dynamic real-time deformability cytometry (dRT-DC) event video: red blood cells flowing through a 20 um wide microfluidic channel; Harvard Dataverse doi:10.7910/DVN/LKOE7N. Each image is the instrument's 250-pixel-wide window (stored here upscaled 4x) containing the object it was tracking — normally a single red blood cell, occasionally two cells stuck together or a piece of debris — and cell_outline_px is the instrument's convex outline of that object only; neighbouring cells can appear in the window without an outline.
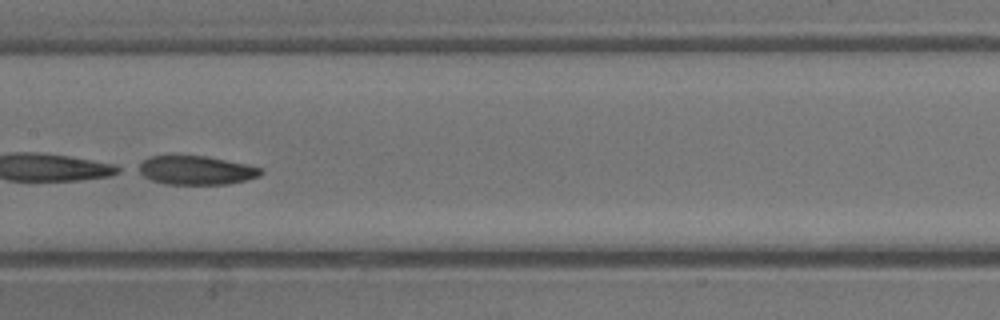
{"species": "common noctule bat (a hibernating species)", "species_latin": "Nyctalus noctula", "temperature_condition": "warm", "stored_images_in_passage": 30, "camera_frame_rate_fps": 3000, "um_per_image_px": 0.085, "animal": {"sex": "male", "body_mass_g": 13.3}, "frame": {"image": 1, "passage_image": 16, "time_ms": 5.0, "image_size_px": [1000, 320], "cell_outline_px": [[264, 172], [260, 176], [228, 184], [164, 184], [152, 180], [136, 172], [132, 168], [144, 160], [152, 156], [208, 156], [248, 164], [260, 168]], "centroid_in_image_um": [16.62, 14.47], "position_along_channel_um": 190.8, "area_um2": 20.75}}
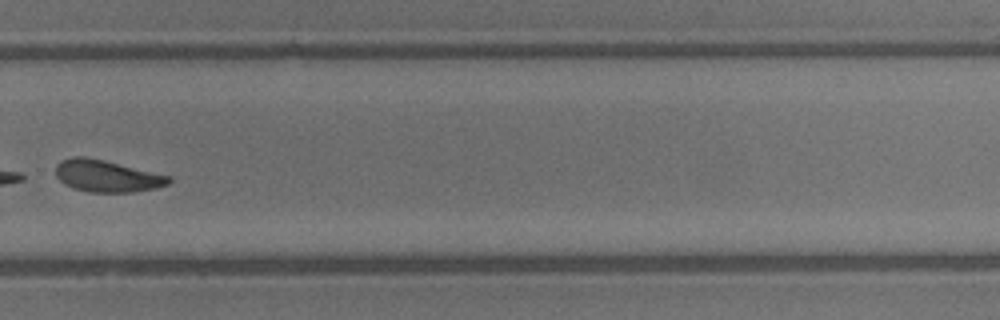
{"frame": {"image": 2, "passage_image": 22, "time_ms": 7.0, "image_size_px": [1000, 320], "cell_outline_px": [[172, 180], [168, 184], [156, 188], [132, 192], [88, 192], [64, 184], [56, 176], [56, 164], [60, 160], [72, 156], [84, 156], [104, 160], [172, 176]], "centroid_in_image_um": [9.09, 14.95], "position_along_channel_um": 320.7, "area_um2": 21.1}}
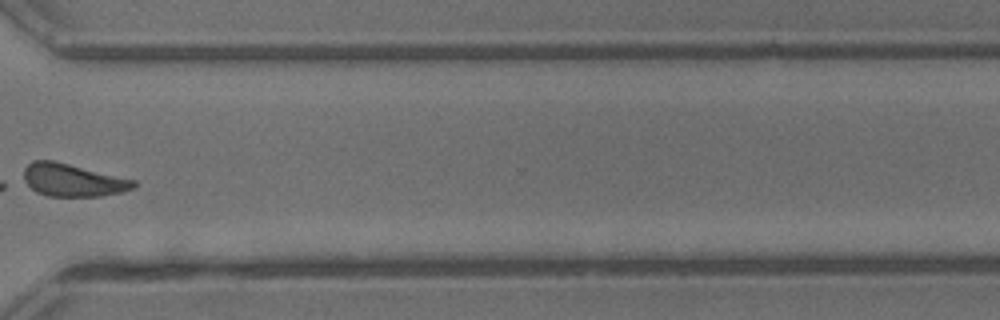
{"frame": {"image": 3, "passage_image": 24, "time_ms": 7.667, "image_size_px": [1000, 320], "cell_outline_px": [[136, 188], [120, 192], [100, 196], [48, 196], [36, 192], [24, 180], [24, 168], [32, 160], [52, 160], [136, 180]], "centroid_in_image_um": [6.19, 15.31], "position_along_channel_um": 364.4, "area_um2": 20.81}}